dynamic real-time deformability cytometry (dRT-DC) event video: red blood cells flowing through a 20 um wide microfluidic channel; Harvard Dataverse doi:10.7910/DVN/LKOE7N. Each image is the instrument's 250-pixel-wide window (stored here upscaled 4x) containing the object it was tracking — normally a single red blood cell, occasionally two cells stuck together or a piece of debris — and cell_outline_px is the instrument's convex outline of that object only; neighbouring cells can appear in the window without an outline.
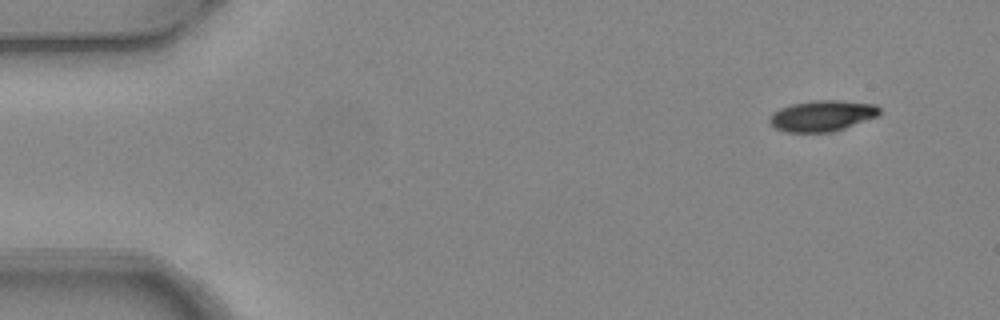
{"species": "common noctule bat (a hibernating species)", "species_latin": "Nyctalus noctula", "temperature_condition": "warm", "stored_images_in_passage": 4, "camera_frame_rate_fps": 3000, "um_per_image_px": 0.085, "animal": {"sex": "female", "body_mass_g": 24.6, "forearm_length_mm": 56.2}, "frame": {"image": 1, "passage_image": 1, "time_ms": 0.0, "image_size_px": [1000, 320], "cell_outline_px": [[880, 116], [832, 132], [784, 132], [776, 128], [768, 120], [780, 108], [792, 104], [816, 100], [836, 100], [876, 104], [880, 108]], "centroid_in_image_um": [69.94, 9.84], "position_along_channel_um": 15.1, "area_um2": 19.71}}
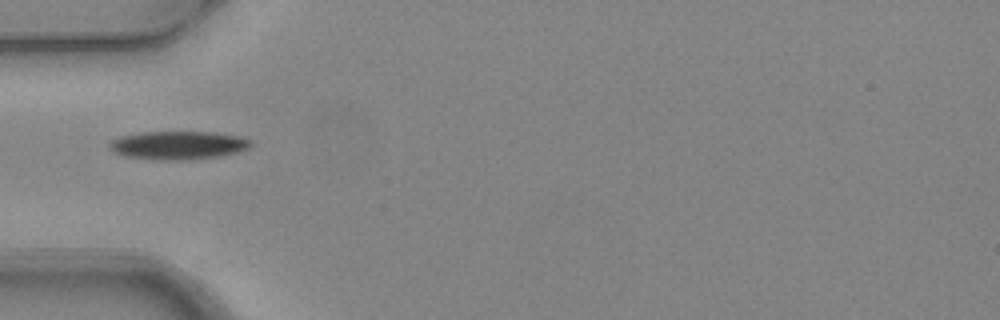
{"frame": {"image": 2, "passage_image": 4, "time_ms": 1.0, "image_size_px": [1000, 320], "cell_outline_px": [[252, 144], [248, 148], [236, 152], [220, 156], [192, 160], [156, 160], [124, 156], [112, 152], [108, 148], [108, 144], [112, 140], [120, 136], [144, 132], [216, 132], [240, 136], [252, 140]], "centroid_in_image_um": [15.13, 12.35], "position_along_channel_um": 69.9, "area_um2": 23.64}}